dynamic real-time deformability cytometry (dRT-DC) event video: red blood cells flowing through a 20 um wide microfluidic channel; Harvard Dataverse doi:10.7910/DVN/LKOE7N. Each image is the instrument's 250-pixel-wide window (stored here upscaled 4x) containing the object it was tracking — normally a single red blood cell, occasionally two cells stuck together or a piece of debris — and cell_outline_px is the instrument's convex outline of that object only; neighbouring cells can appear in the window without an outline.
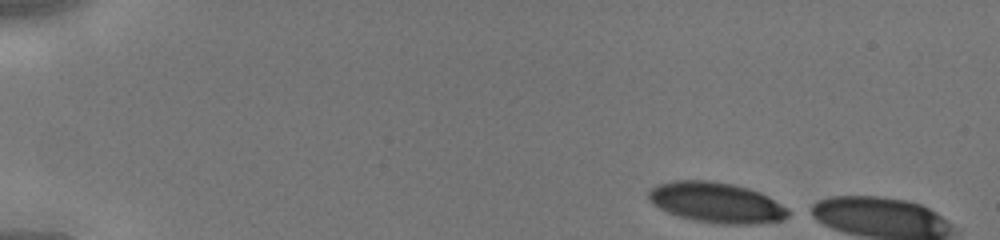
{"species": "human", "species_latin": "Homo sapiens", "temperature_condition": "cold", "stored_images_in_passage": 6, "camera_frame_rate_fps": 3000, "um_per_image_px": 0.085, "donor": {"sex": "male"}, "frame": {"image": 1, "passage_image": 1, "time_ms": 0.0, "image_size_px": [1000, 240], "cell_outline_px": [[796, 212], [784, 220], [760, 224], [720, 224], [692, 220], [676, 216], [652, 204], [648, 200], [648, 192], [656, 184], [672, 180], [708, 180], [732, 184], [748, 188], [760, 192], [768, 196]], "centroid_in_image_um": [60.94, 17.23], "position_along_channel_um": 24.1, "area_um2": 33.58}}